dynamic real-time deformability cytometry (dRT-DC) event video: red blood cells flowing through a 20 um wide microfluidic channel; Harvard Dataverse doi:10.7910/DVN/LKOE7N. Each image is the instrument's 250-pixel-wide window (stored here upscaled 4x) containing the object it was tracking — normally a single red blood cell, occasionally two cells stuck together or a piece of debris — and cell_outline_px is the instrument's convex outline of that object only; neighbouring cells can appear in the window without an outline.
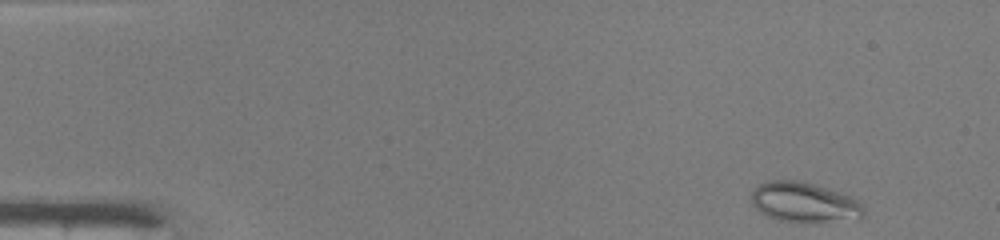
{"species": "common noctule bat (a hibernating species)", "species_latin": "Nyctalus noctula", "temperature_condition": "warm", "stored_images_in_passage": 45, "camera_frame_rate_fps": 3000, "um_per_image_px": 0.085, "animal": {"sex": "male", "body_mass_g": 19.0, "forearm_length_mm": 50.8}, "frame": {"image": 1, "passage_image": 1, "time_ms": 0.0, "image_size_px": [1000, 240], "cell_outline_px": [[864, 216], [860, 220], [812, 224], [780, 220], [768, 216], [760, 212], [752, 204], [752, 192], [760, 184], [772, 180], [800, 180], [816, 184], [840, 192], [856, 200], [864, 208]], "centroid_in_image_um": [68.42, 17.24], "position_along_channel_um": 16.6, "area_um2": 26.76}}
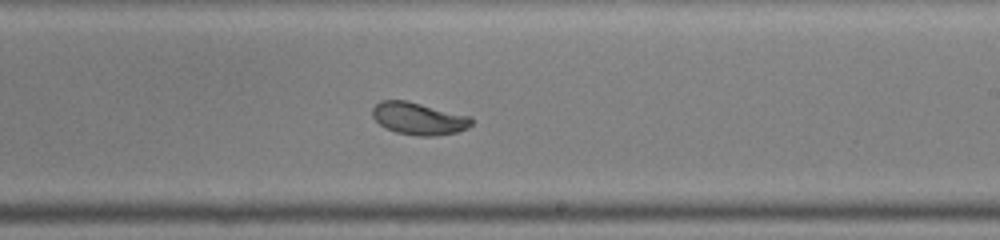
{"frame": {"image": 2, "passage_image": 26, "time_ms": 8.333, "image_size_px": [1000, 240], "cell_outline_px": [[472, 124], [468, 128], [456, 132], [432, 136], [416, 136], [396, 132], [384, 128], [372, 116], [372, 108], [380, 100], [408, 100], [472, 116]], "centroid_in_image_um": [35.59, 10.06], "position_along_channel_um": 253.4, "area_um2": 18.9}}
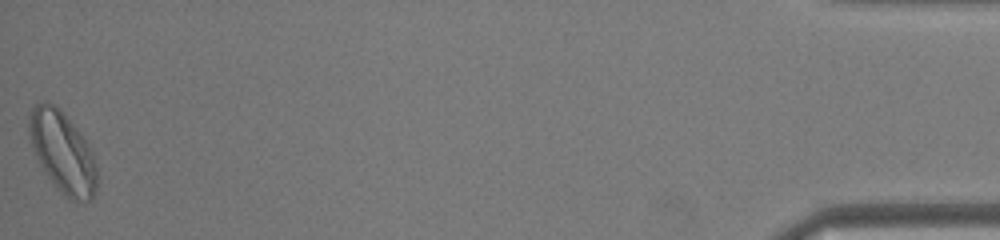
{"frame": {"image": 3, "passage_image": 45, "time_ms": 14.667, "image_size_px": [1000, 240], "cell_outline_px": [[96, 188], [92, 200], [84, 204], [72, 200], [48, 176], [40, 164], [28, 140], [28, 116], [32, 108], [36, 104], [44, 100], [48, 100], [56, 104], [64, 112], [88, 144], [92, 152], [96, 168]], "centroid_in_image_um": [5.3, 12.87], "position_along_channel_um": 429.9, "area_um2": 32.08}, "authors_computed_cell_mechanics": {"area_um2": 22.0796, "velocity_mm_per_s": 4.1969, "shape_relaxation_time_tau1_ms": 10.6577, "shape_relaxation_time_tau2_ms": 1.0721, "deformation_change_tau1": 0.2646, "deformation_change_tau2": 0.0478}}